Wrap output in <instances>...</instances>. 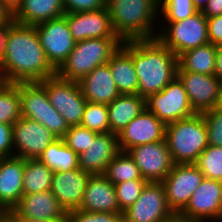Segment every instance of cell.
I'll use <instances>...</instances> for the list:
<instances>
[{
	"label": "cell",
	"instance_id": "74e56055",
	"mask_svg": "<svg viewBox=\"0 0 222 222\" xmlns=\"http://www.w3.org/2000/svg\"><path fill=\"white\" fill-rule=\"evenodd\" d=\"M202 115L207 128L208 145L222 147V109L215 107Z\"/></svg>",
	"mask_w": 222,
	"mask_h": 222
},
{
	"label": "cell",
	"instance_id": "ffe728a7",
	"mask_svg": "<svg viewBox=\"0 0 222 222\" xmlns=\"http://www.w3.org/2000/svg\"><path fill=\"white\" fill-rule=\"evenodd\" d=\"M90 177L80 168L53 173L50 191L67 213L79 209Z\"/></svg>",
	"mask_w": 222,
	"mask_h": 222
},
{
	"label": "cell",
	"instance_id": "f5cc1de1",
	"mask_svg": "<svg viewBox=\"0 0 222 222\" xmlns=\"http://www.w3.org/2000/svg\"><path fill=\"white\" fill-rule=\"evenodd\" d=\"M5 83L2 73L0 72V87Z\"/></svg>",
	"mask_w": 222,
	"mask_h": 222
},
{
	"label": "cell",
	"instance_id": "30bf717a",
	"mask_svg": "<svg viewBox=\"0 0 222 222\" xmlns=\"http://www.w3.org/2000/svg\"><path fill=\"white\" fill-rule=\"evenodd\" d=\"M162 182H147L137 201L123 212V222H175Z\"/></svg>",
	"mask_w": 222,
	"mask_h": 222
},
{
	"label": "cell",
	"instance_id": "60d3db41",
	"mask_svg": "<svg viewBox=\"0 0 222 222\" xmlns=\"http://www.w3.org/2000/svg\"><path fill=\"white\" fill-rule=\"evenodd\" d=\"M13 156V125L0 123V157Z\"/></svg>",
	"mask_w": 222,
	"mask_h": 222
},
{
	"label": "cell",
	"instance_id": "8992f818",
	"mask_svg": "<svg viewBox=\"0 0 222 222\" xmlns=\"http://www.w3.org/2000/svg\"><path fill=\"white\" fill-rule=\"evenodd\" d=\"M21 116L39 122L57 138H63L70 126L50 104L40 82H19Z\"/></svg>",
	"mask_w": 222,
	"mask_h": 222
},
{
	"label": "cell",
	"instance_id": "9a60e30c",
	"mask_svg": "<svg viewBox=\"0 0 222 222\" xmlns=\"http://www.w3.org/2000/svg\"><path fill=\"white\" fill-rule=\"evenodd\" d=\"M56 139L58 138L39 122L21 116L13 125V156L37 159Z\"/></svg>",
	"mask_w": 222,
	"mask_h": 222
},
{
	"label": "cell",
	"instance_id": "f1b7e54d",
	"mask_svg": "<svg viewBox=\"0 0 222 222\" xmlns=\"http://www.w3.org/2000/svg\"><path fill=\"white\" fill-rule=\"evenodd\" d=\"M37 159L53 172H67L79 168L78 155L66 145L63 138L52 142Z\"/></svg>",
	"mask_w": 222,
	"mask_h": 222
},
{
	"label": "cell",
	"instance_id": "277c9868",
	"mask_svg": "<svg viewBox=\"0 0 222 222\" xmlns=\"http://www.w3.org/2000/svg\"><path fill=\"white\" fill-rule=\"evenodd\" d=\"M165 141L174 164H193L207 148V128L202 114L166 125Z\"/></svg>",
	"mask_w": 222,
	"mask_h": 222
},
{
	"label": "cell",
	"instance_id": "4fadbf2b",
	"mask_svg": "<svg viewBox=\"0 0 222 222\" xmlns=\"http://www.w3.org/2000/svg\"><path fill=\"white\" fill-rule=\"evenodd\" d=\"M203 179V174L194 164H174L162 184L169 208L176 216L186 207Z\"/></svg>",
	"mask_w": 222,
	"mask_h": 222
},
{
	"label": "cell",
	"instance_id": "ac0fdd59",
	"mask_svg": "<svg viewBox=\"0 0 222 222\" xmlns=\"http://www.w3.org/2000/svg\"><path fill=\"white\" fill-rule=\"evenodd\" d=\"M73 39L119 38L113 31L107 7L96 11L65 13Z\"/></svg>",
	"mask_w": 222,
	"mask_h": 222
},
{
	"label": "cell",
	"instance_id": "3957f363",
	"mask_svg": "<svg viewBox=\"0 0 222 222\" xmlns=\"http://www.w3.org/2000/svg\"><path fill=\"white\" fill-rule=\"evenodd\" d=\"M113 31L121 41L156 38V0H106Z\"/></svg>",
	"mask_w": 222,
	"mask_h": 222
},
{
	"label": "cell",
	"instance_id": "d6986e66",
	"mask_svg": "<svg viewBox=\"0 0 222 222\" xmlns=\"http://www.w3.org/2000/svg\"><path fill=\"white\" fill-rule=\"evenodd\" d=\"M9 212L15 218L40 220H67L68 215L50 190L23 194L19 203Z\"/></svg>",
	"mask_w": 222,
	"mask_h": 222
},
{
	"label": "cell",
	"instance_id": "f6af8a7d",
	"mask_svg": "<svg viewBox=\"0 0 222 222\" xmlns=\"http://www.w3.org/2000/svg\"><path fill=\"white\" fill-rule=\"evenodd\" d=\"M214 75L222 82V45L217 46Z\"/></svg>",
	"mask_w": 222,
	"mask_h": 222
},
{
	"label": "cell",
	"instance_id": "816d5d0a",
	"mask_svg": "<svg viewBox=\"0 0 222 222\" xmlns=\"http://www.w3.org/2000/svg\"><path fill=\"white\" fill-rule=\"evenodd\" d=\"M218 107L222 109V83H221V86H220V93H219Z\"/></svg>",
	"mask_w": 222,
	"mask_h": 222
},
{
	"label": "cell",
	"instance_id": "6da1fadb",
	"mask_svg": "<svg viewBox=\"0 0 222 222\" xmlns=\"http://www.w3.org/2000/svg\"><path fill=\"white\" fill-rule=\"evenodd\" d=\"M0 72L7 83L40 82L56 75L46 58L35 26L13 22L8 28Z\"/></svg>",
	"mask_w": 222,
	"mask_h": 222
},
{
	"label": "cell",
	"instance_id": "2e32d148",
	"mask_svg": "<svg viewBox=\"0 0 222 222\" xmlns=\"http://www.w3.org/2000/svg\"><path fill=\"white\" fill-rule=\"evenodd\" d=\"M177 77L183 83L196 114L218 107L221 81L215 75L186 72L179 65Z\"/></svg>",
	"mask_w": 222,
	"mask_h": 222
},
{
	"label": "cell",
	"instance_id": "5bb4252c",
	"mask_svg": "<svg viewBox=\"0 0 222 222\" xmlns=\"http://www.w3.org/2000/svg\"><path fill=\"white\" fill-rule=\"evenodd\" d=\"M127 152L138 166L142 178L148 182H162L174 166L165 139L135 146Z\"/></svg>",
	"mask_w": 222,
	"mask_h": 222
},
{
	"label": "cell",
	"instance_id": "7dc6e473",
	"mask_svg": "<svg viewBox=\"0 0 222 222\" xmlns=\"http://www.w3.org/2000/svg\"><path fill=\"white\" fill-rule=\"evenodd\" d=\"M3 5L14 14L20 7L22 0H0Z\"/></svg>",
	"mask_w": 222,
	"mask_h": 222
},
{
	"label": "cell",
	"instance_id": "e575fe53",
	"mask_svg": "<svg viewBox=\"0 0 222 222\" xmlns=\"http://www.w3.org/2000/svg\"><path fill=\"white\" fill-rule=\"evenodd\" d=\"M147 180H129L114 185L120 213L132 206L145 187Z\"/></svg>",
	"mask_w": 222,
	"mask_h": 222
},
{
	"label": "cell",
	"instance_id": "9c48e42d",
	"mask_svg": "<svg viewBox=\"0 0 222 222\" xmlns=\"http://www.w3.org/2000/svg\"><path fill=\"white\" fill-rule=\"evenodd\" d=\"M179 222H221L222 182L203 179L186 207L177 215Z\"/></svg>",
	"mask_w": 222,
	"mask_h": 222
},
{
	"label": "cell",
	"instance_id": "52a82bcc",
	"mask_svg": "<svg viewBox=\"0 0 222 222\" xmlns=\"http://www.w3.org/2000/svg\"><path fill=\"white\" fill-rule=\"evenodd\" d=\"M165 22L168 28L161 29L156 38L177 57L187 50L209 43L207 18L202 11L178 22Z\"/></svg>",
	"mask_w": 222,
	"mask_h": 222
},
{
	"label": "cell",
	"instance_id": "ee69618b",
	"mask_svg": "<svg viewBox=\"0 0 222 222\" xmlns=\"http://www.w3.org/2000/svg\"><path fill=\"white\" fill-rule=\"evenodd\" d=\"M11 24L0 25V63L5 54V45L7 40L8 28Z\"/></svg>",
	"mask_w": 222,
	"mask_h": 222
},
{
	"label": "cell",
	"instance_id": "bcb514c9",
	"mask_svg": "<svg viewBox=\"0 0 222 222\" xmlns=\"http://www.w3.org/2000/svg\"><path fill=\"white\" fill-rule=\"evenodd\" d=\"M14 22L13 20V14L10 12L0 1V25L4 24H12Z\"/></svg>",
	"mask_w": 222,
	"mask_h": 222
},
{
	"label": "cell",
	"instance_id": "603a6c76",
	"mask_svg": "<svg viewBox=\"0 0 222 222\" xmlns=\"http://www.w3.org/2000/svg\"><path fill=\"white\" fill-rule=\"evenodd\" d=\"M79 209L88 212H120L114 185L104 175H91Z\"/></svg>",
	"mask_w": 222,
	"mask_h": 222
},
{
	"label": "cell",
	"instance_id": "836d02e7",
	"mask_svg": "<svg viewBox=\"0 0 222 222\" xmlns=\"http://www.w3.org/2000/svg\"><path fill=\"white\" fill-rule=\"evenodd\" d=\"M80 126L88 128L97 133H109L108 107L87 101Z\"/></svg>",
	"mask_w": 222,
	"mask_h": 222
},
{
	"label": "cell",
	"instance_id": "4dcf8cb0",
	"mask_svg": "<svg viewBox=\"0 0 222 222\" xmlns=\"http://www.w3.org/2000/svg\"><path fill=\"white\" fill-rule=\"evenodd\" d=\"M104 176L113 184L129 180H145L139 168L127 151H120L109 163Z\"/></svg>",
	"mask_w": 222,
	"mask_h": 222
},
{
	"label": "cell",
	"instance_id": "ab89813d",
	"mask_svg": "<svg viewBox=\"0 0 222 222\" xmlns=\"http://www.w3.org/2000/svg\"><path fill=\"white\" fill-rule=\"evenodd\" d=\"M65 13L96 11L106 7V0H63Z\"/></svg>",
	"mask_w": 222,
	"mask_h": 222
},
{
	"label": "cell",
	"instance_id": "484cf974",
	"mask_svg": "<svg viewBox=\"0 0 222 222\" xmlns=\"http://www.w3.org/2000/svg\"><path fill=\"white\" fill-rule=\"evenodd\" d=\"M63 0H22L13 20L22 25L35 26L44 21L64 16Z\"/></svg>",
	"mask_w": 222,
	"mask_h": 222
},
{
	"label": "cell",
	"instance_id": "f907efd6",
	"mask_svg": "<svg viewBox=\"0 0 222 222\" xmlns=\"http://www.w3.org/2000/svg\"><path fill=\"white\" fill-rule=\"evenodd\" d=\"M195 8L198 11H203V9L207 6L209 0H192Z\"/></svg>",
	"mask_w": 222,
	"mask_h": 222
},
{
	"label": "cell",
	"instance_id": "7bdbcfd3",
	"mask_svg": "<svg viewBox=\"0 0 222 222\" xmlns=\"http://www.w3.org/2000/svg\"><path fill=\"white\" fill-rule=\"evenodd\" d=\"M202 12L206 18L222 15V0H209Z\"/></svg>",
	"mask_w": 222,
	"mask_h": 222
},
{
	"label": "cell",
	"instance_id": "d590c367",
	"mask_svg": "<svg viewBox=\"0 0 222 222\" xmlns=\"http://www.w3.org/2000/svg\"><path fill=\"white\" fill-rule=\"evenodd\" d=\"M159 14L165 21H181L192 17L198 12L192 0H166L159 7Z\"/></svg>",
	"mask_w": 222,
	"mask_h": 222
},
{
	"label": "cell",
	"instance_id": "5b68a950",
	"mask_svg": "<svg viewBox=\"0 0 222 222\" xmlns=\"http://www.w3.org/2000/svg\"><path fill=\"white\" fill-rule=\"evenodd\" d=\"M121 44L119 38H89L78 41L56 74L65 80L79 82L94 68L107 64Z\"/></svg>",
	"mask_w": 222,
	"mask_h": 222
},
{
	"label": "cell",
	"instance_id": "ba28073f",
	"mask_svg": "<svg viewBox=\"0 0 222 222\" xmlns=\"http://www.w3.org/2000/svg\"><path fill=\"white\" fill-rule=\"evenodd\" d=\"M45 87L50 104L69 126L80 125L87 100L77 81L65 80L57 74L40 81Z\"/></svg>",
	"mask_w": 222,
	"mask_h": 222
},
{
	"label": "cell",
	"instance_id": "681fc988",
	"mask_svg": "<svg viewBox=\"0 0 222 222\" xmlns=\"http://www.w3.org/2000/svg\"><path fill=\"white\" fill-rule=\"evenodd\" d=\"M17 222H67V220H40L28 218H16Z\"/></svg>",
	"mask_w": 222,
	"mask_h": 222
},
{
	"label": "cell",
	"instance_id": "cb8c5ba5",
	"mask_svg": "<svg viewBox=\"0 0 222 222\" xmlns=\"http://www.w3.org/2000/svg\"><path fill=\"white\" fill-rule=\"evenodd\" d=\"M78 83L89 102L108 105L120 95L108 64L94 68Z\"/></svg>",
	"mask_w": 222,
	"mask_h": 222
},
{
	"label": "cell",
	"instance_id": "8fae6325",
	"mask_svg": "<svg viewBox=\"0 0 222 222\" xmlns=\"http://www.w3.org/2000/svg\"><path fill=\"white\" fill-rule=\"evenodd\" d=\"M146 108L165 125L196 114L184 85L177 76L162 91L146 99Z\"/></svg>",
	"mask_w": 222,
	"mask_h": 222
},
{
	"label": "cell",
	"instance_id": "d6a6232c",
	"mask_svg": "<svg viewBox=\"0 0 222 222\" xmlns=\"http://www.w3.org/2000/svg\"><path fill=\"white\" fill-rule=\"evenodd\" d=\"M193 164L205 178L222 182V147L208 145Z\"/></svg>",
	"mask_w": 222,
	"mask_h": 222
},
{
	"label": "cell",
	"instance_id": "c3c4849f",
	"mask_svg": "<svg viewBox=\"0 0 222 222\" xmlns=\"http://www.w3.org/2000/svg\"><path fill=\"white\" fill-rule=\"evenodd\" d=\"M0 222H17V220L10 212L1 211Z\"/></svg>",
	"mask_w": 222,
	"mask_h": 222
},
{
	"label": "cell",
	"instance_id": "7402d4cb",
	"mask_svg": "<svg viewBox=\"0 0 222 222\" xmlns=\"http://www.w3.org/2000/svg\"><path fill=\"white\" fill-rule=\"evenodd\" d=\"M25 159L17 156L1 158L0 211H11L23 196Z\"/></svg>",
	"mask_w": 222,
	"mask_h": 222
},
{
	"label": "cell",
	"instance_id": "d4e9b609",
	"mask_svg": "<svg viewBox=\"0 0 222 222\" xmlns=\"http://www.w3.org/2000/svg\"><path fill=\"white\" fill-rule=\"evenodd\" d=\"M107 64L120 94H138V76L132 58V40L122 41Z\"/></svg>",
	"mask_w": 222,
	"mask_h": 222
},
{
	"label": "cell",
	"instance_id": "83f0119b",
	"mask_svg": "<svg viewBox=\"0 0 222 222\" xmlns=\"http://www.w3.org/2000/svg\"><path fill=\"white\" fill-rule=\"evenodd\" d=\"M216 50L212 43L192 48L178 57V65L186 72L214 75Z\"/></svg>",
	"mask_w": 222,
	"mask_h": 222
},
{
	"label": "cell",
	"instance_id": "7a4b0ae2",
	"mask_svg": "<svg viewBox=\"0 0 222 222\" xmlns=\"http://www.w3.org/2000/svg\"><path fill=\"white\" fill-rule=\"evenodd\" d=\"M132 58L138 76V95L147 99L176 76L178 57L157 38L133 39Z\"/></svg>",
	"mask_w": 222,
	"mask_h": 222
},
{
	"label": "cell",
	"instance_id": "e0dca14e",
	"mask_svg": "<svg viewBox=\"0 0 222 222\" xmlns=\"http://www.w3.org/2000/svg\"><path fill=\"white\" fill-rule=\"evenodd\" d=\"M166 125L145 108L117 135L120 151H127L138 145L162 141Z\"/></svg>",
	"mask_w": 222,
	"mask_h": 222
},
{
	"label": "cell",
	"instance_id": "44dd1931",
	"mask_svg": "<svg viewBox=\"0 0 222 222\" xmlns=\"http://www.w3.org/2000/svg\"><path fill=\"white\" fill-rule=\"evenodd\" d=\"M119 152L117 135L100 133L90 143L88 150L78 155L79 168L91 175H104L107 166Z\"/></svg>",
	"mask_w": 222,
	"mask_h": 222
},
{
	"label": "cell",
	"instance_id": "8d00e7d4",
	"mask_svg": "<svg viewBox=\"0 0 222 222\" xmlns=\"http://www.w3.org/2000/svg\"><path fill=\"white\" fill-rule=\"evenodd\" d=\"M99 133L89 130L80 125L70 126V129L63 137L66 145L71 148L77 155L88 150V146L93 142Z\"/></svg>",
	"mask_w": 222,
	"mask_h": 222
},
{
	"label": "cell",
	"instance_id": "f35d334b",
	"mask_svg": "<svg viewBox=\"0 0 222 222\" xmlns=\"http://www.w3.org/2000/svg\"><path fill=\"white\" fill-rule=\"evenodd\" d=\"M67 222H123L120 212H88L80 209L68 213Z\"/></svg>",
	"mask_w": 222,
	"mask_h": 222
},
{
	"label": "cell",
	"instance_id": "db71d44e",
	"mask_svg": "<svg viewBox=\"0 0 222 222\" xmlns=\"http://www.w3.org/2000/svg\"><path fill=\"white\" fill-rule=\"evenodd\" d=\"M166 0H156L158 6L160 7Z\"/></svg>",
	"mask_w": 222,
	"mask_h": 222
},
{
	"label": "cell",
	"instance_id": "1f68e13d",
	"mask_svg": "<svg viewBox=\"0 0 222 222\" xmlns=\"http://www.w3.org/2000/svg\"><path fill=\"white\" fill-rule=\"evenodd\" d=\"M21 117L19 83L0 87V123L14 125Z\"/></svg>",
	"mask_w": 222,
	"mask_h": 222
},
{
	"label": "cell",
	"instance_id": "4316f807",
	"mask_svg": "<svg viewBox=\"0 0 222 222\" xmlns=\"http://www.w3.org/2000/svg\"><path fill=\"white\" fill-rule=\"evenodd\" d=\"M107 107L110 132L118 135L146 108V99L138 94H120Z\"/></svg>",
	"mask_w": 222,
	"mask_h": 222
},
{
	"label": "cell",
	"instance_id": "7c38bea8",
	"mask_svg": "<svg viewBox=\"0 0 222 222\" xmlns=\"http://www.w3.org/2000/svg\"><path fill=\"white\" fill-rule=\"evenodd\" d=\"M41 46L51 66L57 71L75 47L69 25L64 16L35 25Z\"/></svg>",
	"mask_w": 222,
	"mask_h": 222
},
{
	"label": "cell",
	"instance_id": "f546056e",
	"mask_svg": "<svg viewBox=\"0 0 222 222\" xmlns=\"http://www.w3.org/2000/svg\"><path fill=\"white\" fill-rule=\"evenodd\" d=\"M53 171L38 159H25L23 194L51 190Z\"/></svg>",
	"mask_w": 222,
	"mask_h": 222
},
{
	"label": "cell",
	"instance_id": "b9f144b4",
	"mask_svg": "<svg viewBox=\"0 0 222 222\" xmlns=\"http://www.w3.org/2000/svg\"><path fill=\"white\" fill-rule=\"evenodd\" d=\"M207 32L209 43L222 45V15L207 18Z\"/></svg>",
	"mask_w": 222,
	"mask_h": 222
}]
</instances>
